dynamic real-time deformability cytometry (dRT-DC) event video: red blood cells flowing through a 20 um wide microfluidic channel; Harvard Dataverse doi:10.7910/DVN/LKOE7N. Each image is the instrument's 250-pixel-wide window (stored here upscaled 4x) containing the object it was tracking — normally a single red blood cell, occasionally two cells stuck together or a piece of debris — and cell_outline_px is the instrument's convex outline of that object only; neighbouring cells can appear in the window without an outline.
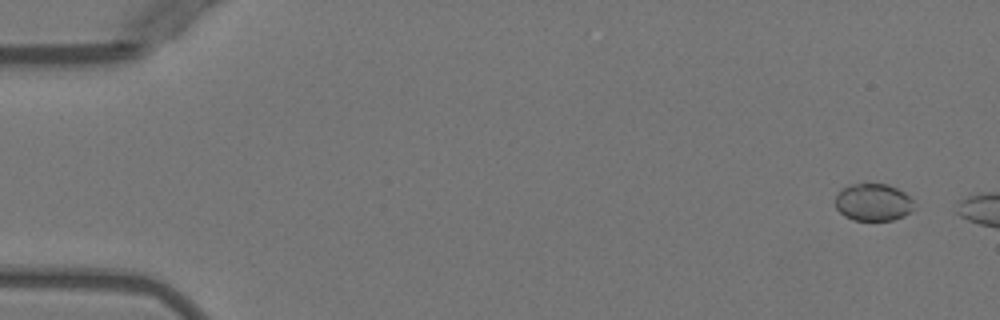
{"species": "Egyptian fruit bat (a non-hibernating species)", "species_latin": "Rousettus aegyptiacus", "temperature_condition": "warm", "stored_images_in_passage": 4, "camera_frame_rate_fps": 3000, "um_per_image_px": 0.085, "animal": {"sex": "female"}, "frame": {"image": 1, "passage_image": 1, "time_ms": 0.0, "image_size_px": [1000, 320], "cell_outline_px": [[912, 212], [904, 216], [892, 220], [852, 220], [844, 216], [836, 208], [836, 196], [848, 184], [888, 184], [904, 192], [912, 200]], "centroid_in_image_um": [74.22, 17.2], "position_along_channel_um": 10.8, "area_um2": 16.99}}